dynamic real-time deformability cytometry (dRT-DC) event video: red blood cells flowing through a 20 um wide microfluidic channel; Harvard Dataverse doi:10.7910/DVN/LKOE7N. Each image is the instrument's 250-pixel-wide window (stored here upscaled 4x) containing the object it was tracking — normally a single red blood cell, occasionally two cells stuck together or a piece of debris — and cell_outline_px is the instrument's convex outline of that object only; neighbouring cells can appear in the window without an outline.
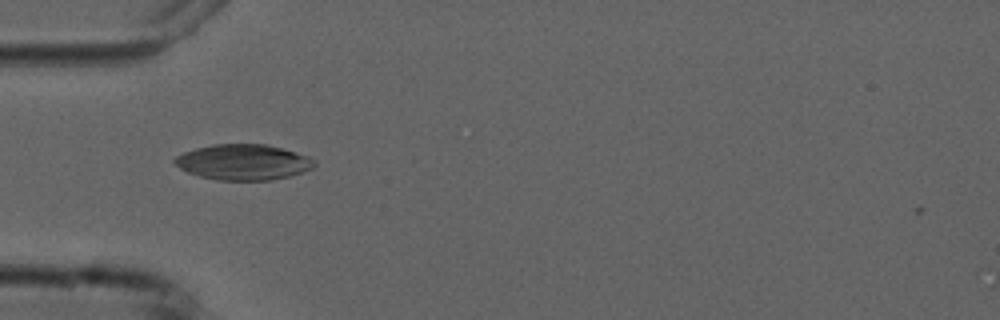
{"species": "common noctule bat (a hibernating species)", "species_latin": "Nyctalus noctula", "temperature_condition": "cold", "stored_images_in_passage": 12, "camera_frame_rate_fps": 3000, "um_per_image_px": 0.085, "animal": {"sex": "male", "forearm_length_mm": 52.5}, "frame": {"image": 1, "passage_image": 4, "time_ms": 4.333, "image_size_px": [1000, 320], "cell_outline_px": [[316, 164], [312, 168], [288, 176], [272, 180], [216, 180], [200, 176], [188, 172], [180, 168], [172, 160], [176, 156], [184, 152], [196, 148], [212, 144], [264, 144], [296, 152], [308, 156], [316, 160]], "centroid_in_image_um": [20.67, 13.78], "position_along_channel_um": 64.3, "area_um2": 28.84}}
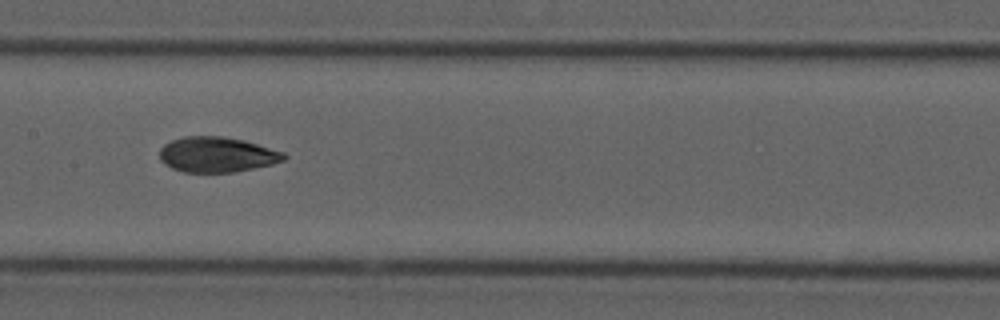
{"frame": {"image": 2, "passage_image": 7, "time_ms": 7.667, "image_size_px": [1000, 320], "cell_outline_px": [[288, 156], [284, 160], [272, 164], [232, 172], [184, 172], [172, 168], [160, 160], [160, 148], [164, 144], [172, 140], [184, 136], [220, 136], [244, 140], [284, 152]], "centroid_in_image_um": [18.44, 13.13], "position_along_channel_um": 189.0, "area_um2": 25.43}}
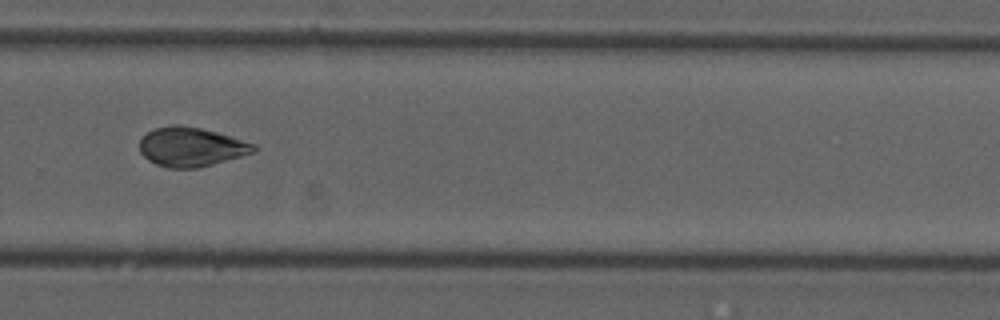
{"frame": {"image": 3, "passage_image": 10, "time_ms": 11.0, "image_size_px": [1000, 320], "cell_outline_px": [[260, 148], [256, 152], [212, 164], [196, 168], [168, 168], [156, 164], [148, 160], [140, 152], [140, 140], [148, 132], [156, 128], [172, 124], [180, 124], [200, 128], [216, 132], [256, 144]], "centroid_in_image_um": [16.27, 12.48], "position_along_channel_um": 313.5, "area_um2": 26.07}, "authors_computed_cell_mechanics": {"area_um2": 27.0215, "velocity_mm_per_s": 3.746, "shape_relaxation_time_tau1_ms": 11.1716, "shape_relaxation_time_tau2_ms": null, "deformation_change_tau1": 0.2002, "deformation_change_tau2": null}}